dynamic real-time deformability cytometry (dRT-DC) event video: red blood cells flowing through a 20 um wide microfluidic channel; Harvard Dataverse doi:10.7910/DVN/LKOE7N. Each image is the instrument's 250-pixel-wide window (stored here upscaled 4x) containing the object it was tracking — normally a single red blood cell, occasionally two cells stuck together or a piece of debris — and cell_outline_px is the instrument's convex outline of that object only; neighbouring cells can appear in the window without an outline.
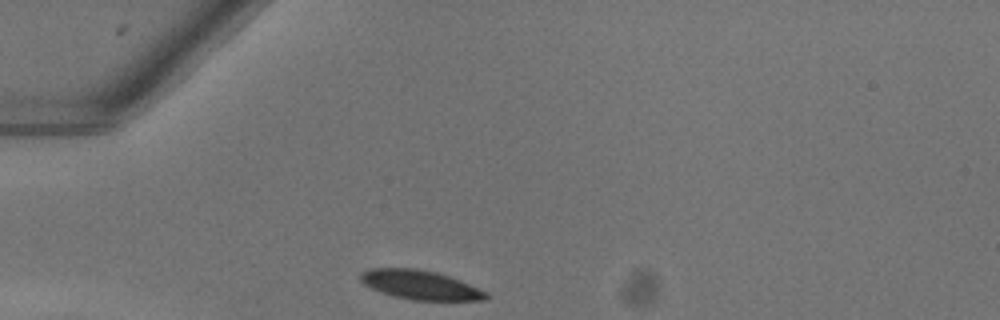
{"species": "common noctule bat (a hibernating species)", "species_latin": "Nyctalus noctula", "temperature_condition": "warm", "stored_images_in_passage": 30, "camera_frame_rate_fps": 3000, "um_per_image_px": 0.085, "animal": {"sex": "female"}, "frame": {"image": 1, "passage_image": 1, "time_ms": 0.0, "image_size_px": [1000, 320], "cell_outline_px": [[488, 300], [412, 300], [392, 296], [380, 292], [364, 284], [360, 280], [360, 272], [372, 268], [416, 268], [436, 272], [460, 280], [488, 292]], "centroid_in_image_um": [35.71, 24.22], "position_along_channel_um": 49.3, "area_um2": 21.39}}
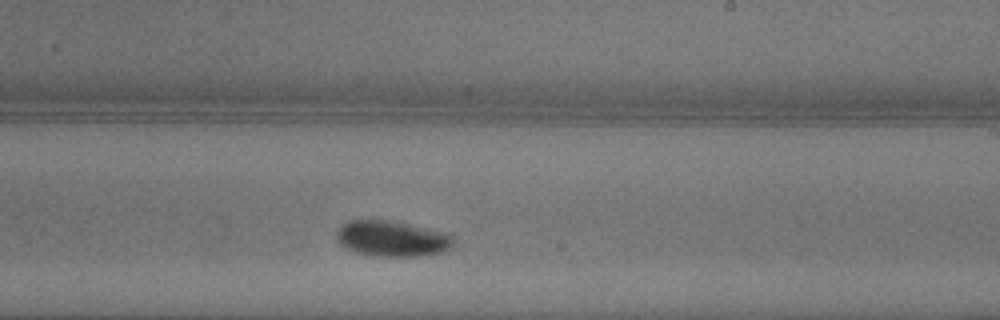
{"frame": {"image": 2, "passage_image": 18, "time_ms": 5.667, "image_size_px": [1000, 320], "cell_outline_px": [[456, 236], [452, 244], [444, 252], [428, 256], [372, 256], [356, 252], [340, 244], [336, 240], [336, 232], [348, 220], [392, 220], [452, 232]], "centroid_in_image_um": [33.41, 20.27], "position_along_channel_um": 255.6, "area_um2": 24.97}}
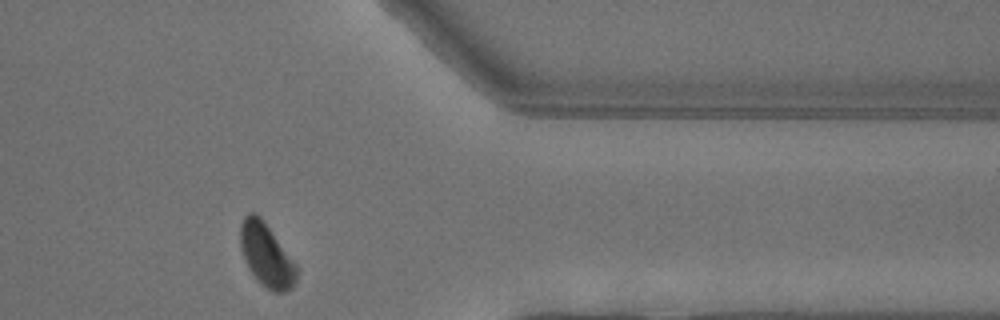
{"frame": {"image": 3, "passage_image": 29, "time_ms": 9.333, "image_size_px": [1000, 320], "cell_outline_px": [[300, 268], [296, 280], [292, 288], [288, 292], [276, 292], [268, 288], [248, 268], [240, 244], [240, 224], [244, 216], [248, 212], [252, 212], [260, 216]], "centroid_in_image_um": [22.68, 21.67], "position_along_channel_um": 388.7, "area_um2": 20.58}, "authors_computed_cell_mechanics": {"area_um2": 22.7732, "velocity_mm_per_s": 3.9979, "shape_relaxation_time_tau1_ms": 2.4839, "shape_relaxation_time_tau2_ms": null, "deformation_change_tau1": 0.1023, "deformation_change_tau2": null}}